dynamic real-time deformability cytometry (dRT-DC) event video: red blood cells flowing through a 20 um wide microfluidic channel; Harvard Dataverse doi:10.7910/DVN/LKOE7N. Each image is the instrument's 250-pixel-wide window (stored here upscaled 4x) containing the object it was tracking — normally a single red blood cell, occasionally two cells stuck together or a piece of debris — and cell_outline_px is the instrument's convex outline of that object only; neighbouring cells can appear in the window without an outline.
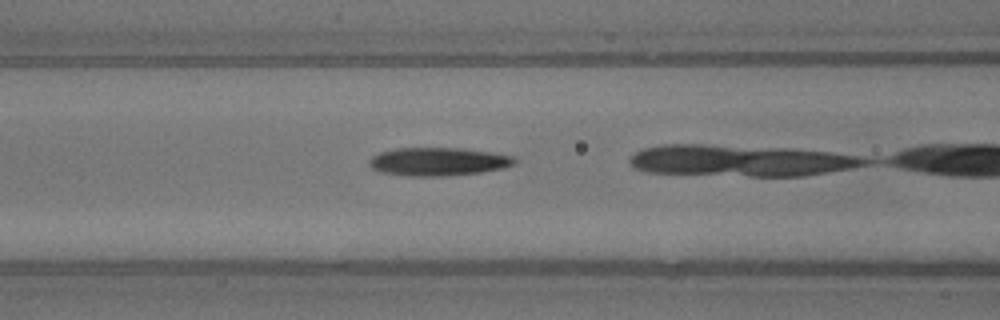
{"species": "common noctule bat (a hibernating species)", "species_latin": "Nyctalus noctula", "temperature_condition": "warm", "stored_images_in_passage": 30, "camera_frame_rate_fps": 3000, "um_per_image_px": 0.085, "animal": {"sex": "male", "body_mass_g": 13.3}, "frame": {"image": 1, "passage_image": 18, "time_ms": 5.667, "image_size_px": [1000, 320], "cell_outline_px": [[516, 164], [504, 168], [480, 172], [440, 176], [408, 176], [384, 172], [372, 168], [368, 164], [368, 160], [372, 156], [380, 152], [396, 148], [464, 148], [492, 152], [512, 156], [516, 160]], "centroid_in_image_um": [37.26, 13.73], "position_along_channel_um": 129.3, "area_um2": 23.87}}
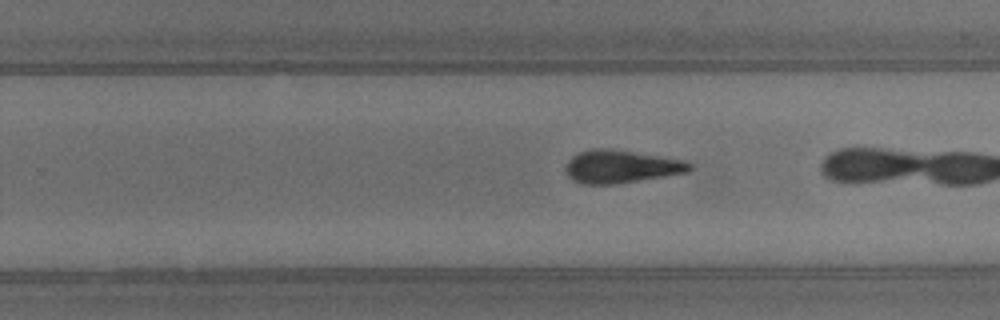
{"frame": {"image": 2, "passage_image": 29, "time_ms": 9.333, "image_size_px": [1000, 320], "cell_outline_px": [[692, 168], [688, 172], [664, 176], [612, 184], [580, 184], [572, 180], [568, 176], [564, 168], [568, 160], [572, 156], [580, 152], [592, 148], [608, 148], [688, 160], [692, 164]], "centroid_in_image_um": [52.78, 14.15], "position_along_channel_um": 277.0, "area_um2": 23.87}}